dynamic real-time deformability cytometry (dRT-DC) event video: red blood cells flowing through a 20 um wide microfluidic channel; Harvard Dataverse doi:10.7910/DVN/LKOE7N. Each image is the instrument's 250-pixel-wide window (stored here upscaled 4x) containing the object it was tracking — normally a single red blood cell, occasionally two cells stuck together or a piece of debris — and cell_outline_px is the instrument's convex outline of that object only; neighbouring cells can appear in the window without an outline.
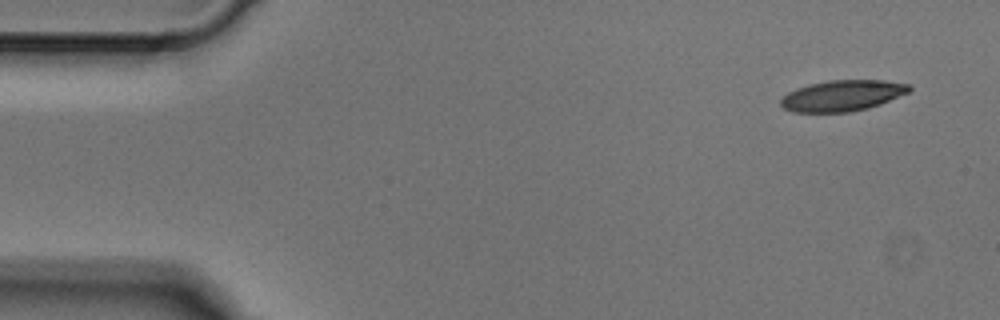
{"species": "Egyptian fruit bat (a non-hibernating species)", "species_latin": "Rousettus aegyptiacus", "temperature_condition": "cold", "stored_images_in_passage": 3, "camera_frame_rate_fps": 3000, "um_per_image_px": 0.085, "animal": {"sex": "male"}, "frame": {"image": 1, "passage_image": 1, "time_ms": 0.0, "image_size_px": [1000, 320], "cell_outline_px": [[912, 88], [908, 92], [880, 104], [868, 108], [848, 112], [792, 112], [784, 108], [780, 104], [780, 100], [788, 92], [796, 88], [808, 84], [828, 80], [884, 80], [908, 84]], "centroid_in_image_um": [71.57, 8.12], "position_along_channel_um": 13.4, "area_um2": 23.12}}